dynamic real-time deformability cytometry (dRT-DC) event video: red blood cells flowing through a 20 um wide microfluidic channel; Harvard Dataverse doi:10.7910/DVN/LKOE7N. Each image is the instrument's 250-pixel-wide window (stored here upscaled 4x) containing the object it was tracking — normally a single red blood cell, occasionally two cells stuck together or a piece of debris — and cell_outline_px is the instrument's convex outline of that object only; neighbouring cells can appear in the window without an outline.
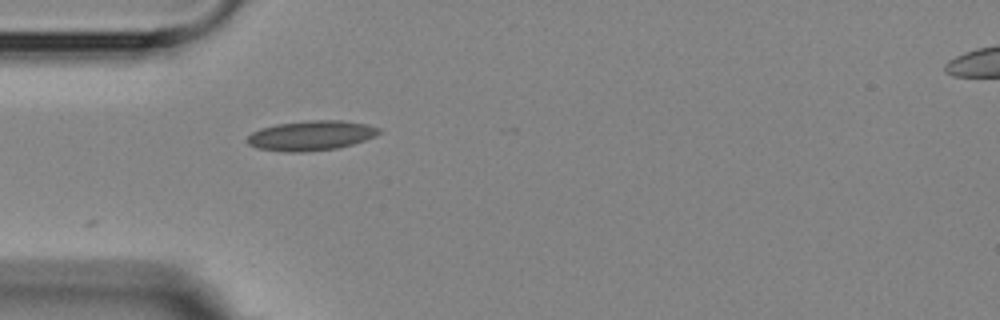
{"species": "Egyptian fruit bat (a non-hibernating species)", "species_latin": "Rousettus aegyptiacus", "temperature_condition": "room temperature", "stored_images_in_passage": 1, "camera_frame_rate_fps": 3000, "um_per_image_px": 0.085, "animal": {"sex": "female"}, "frame": {"image": 1, "passage_image": 1, "time_ms": 0.0, "image_size_px": [1000, 320], "cell_outline_px": [[380, 132], [376, 136], [352, 144], [336, 148], [304, 152], [284, 152], [256, 148], [248, 144], [244, 140], [252, 132], [260, 128], [276, 124], [308, 120], [344, 120], [368, 124], [380, 128]], "centroid_in_image_um": [26.41, 11.52], "position_along_channel_um": 58.6, "area_um2": 23.12}}